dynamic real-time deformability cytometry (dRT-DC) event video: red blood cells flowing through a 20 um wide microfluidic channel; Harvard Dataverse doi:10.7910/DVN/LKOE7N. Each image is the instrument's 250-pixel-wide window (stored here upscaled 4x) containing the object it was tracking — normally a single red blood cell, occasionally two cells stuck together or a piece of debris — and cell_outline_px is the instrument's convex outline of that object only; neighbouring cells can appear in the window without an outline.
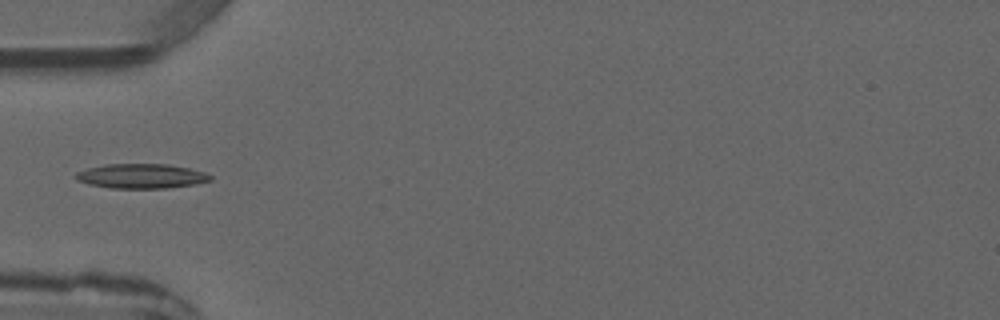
{"species": "common noctule bat (a hibernating species)", "species_latin": "Nyctalus noctula", "temperature_condition": "warm", "stored_images_in_passage": 4, "camera_frame_rate_fps": 3000, "um_per_image_px": 0.085, "animal": {"sex": "male", "forearm_length_mm": 52.5}, "frame": {"image": 1, "passage_image": 4, "time_ms": 3.333, "image_size_px": [1000, 320], "cell_outline_px": [[212, 180], [192, 184], [168, 188], [112, 188], [88, 184], [76, 180], [72, 176], [76, 172], [88, 168], [104, 164], [168, 164], [188, 168], [204, 172], [212, 176]], "centroid_in_image_um": [11.96, 14.96], "position_along_channel_um": 73.0, "area_um2": 19.31}}